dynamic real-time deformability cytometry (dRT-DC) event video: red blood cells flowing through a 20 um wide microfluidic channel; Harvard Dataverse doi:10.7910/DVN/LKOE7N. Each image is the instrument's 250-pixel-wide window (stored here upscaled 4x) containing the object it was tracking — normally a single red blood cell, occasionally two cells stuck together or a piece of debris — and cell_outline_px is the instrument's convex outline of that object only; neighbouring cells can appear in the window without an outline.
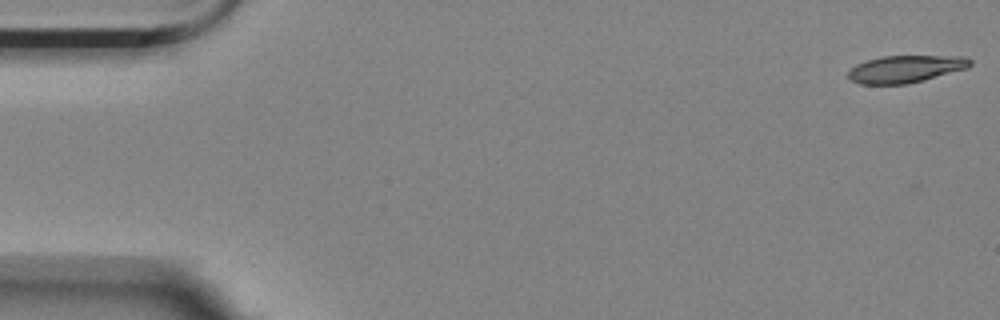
{"species": "Egyptian fruit bat (a non-hibernating species)", "species_latin": "Rousettus aegyptiacus", "temperature_condition": "room temperature", "stored_images_in_passage": 57, "camera_frame_rate_fps": 3000, "um_per_image_px": 0.085, "animal": {"sex": "female"}, "frame": {"image": 1, "passage_image": 1, "time_ms": 0.0, "image_size_px": [1000, 320], "cell_outline_px": [[972, 64], [968, 68], [924, 80], [908, 84], [860, 84], [852, 80], [848, 76], [848, 72], [856, 64], [864, 60], [880, 56], [968, 56], [972, 60]], "centroid_in_image_um": [77.0, 5.85], "position_along_channel_um": 8.0, "area_um2": 19.54}}
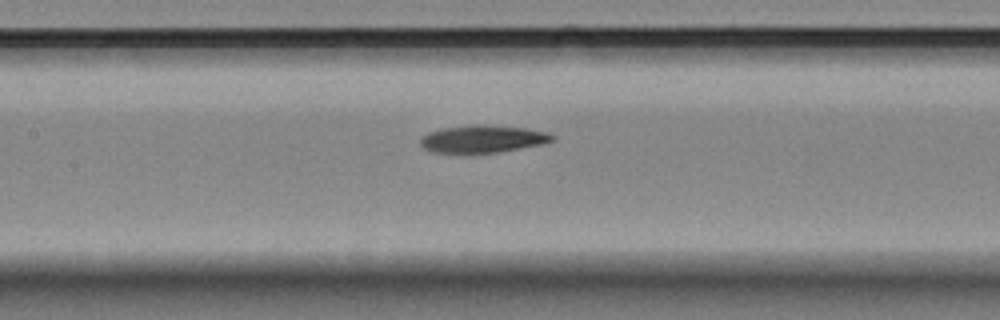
{"frame": {"image": 2, "passage_image": 26, "time_ms": 8.333, "image_size_px": [1000, 320], "cell_outline_px": [[556, 136], [552, 140], [544, 144], [500, 152], [468, 156], [460, 156], [432, 152], [424, 148], [420, 144], [420, 136], [428, 132], [440, 128], [468, 124], [484, 124], [524, 128], [552, 132]], "centroid_in_image_um": [40.97, 11.84], "position_along_channel_um": 166.4, "area_um2": 22.48}}
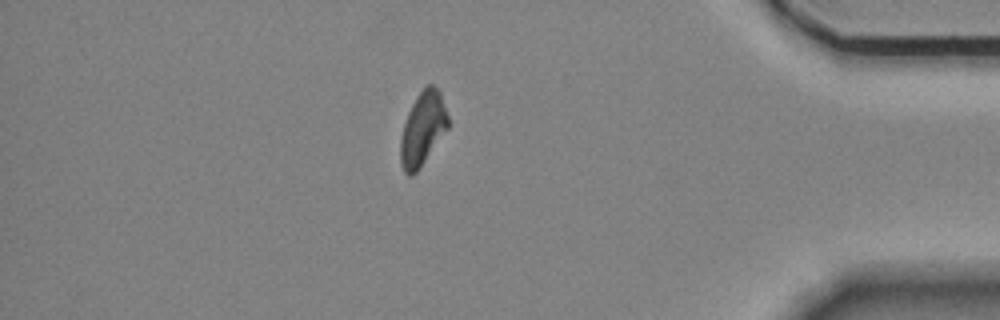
{"frame": {"image": 3, "passage_image": 49, "time_ms": 16.0, "image_size_px": [1000, 320], "cell_outline_px": [[448, 128], [416, 172], [412, 176], [408, 176], [404, 172], [400, 164], [400, 136], [408, 112], [416, 96], [428, 84], [432, 84], [440, 92], [448, 116]], "centroid_in_image_um": [35.91, 10.95], "position_along_channel_um": 399.3, "area_um2": 20.17}}